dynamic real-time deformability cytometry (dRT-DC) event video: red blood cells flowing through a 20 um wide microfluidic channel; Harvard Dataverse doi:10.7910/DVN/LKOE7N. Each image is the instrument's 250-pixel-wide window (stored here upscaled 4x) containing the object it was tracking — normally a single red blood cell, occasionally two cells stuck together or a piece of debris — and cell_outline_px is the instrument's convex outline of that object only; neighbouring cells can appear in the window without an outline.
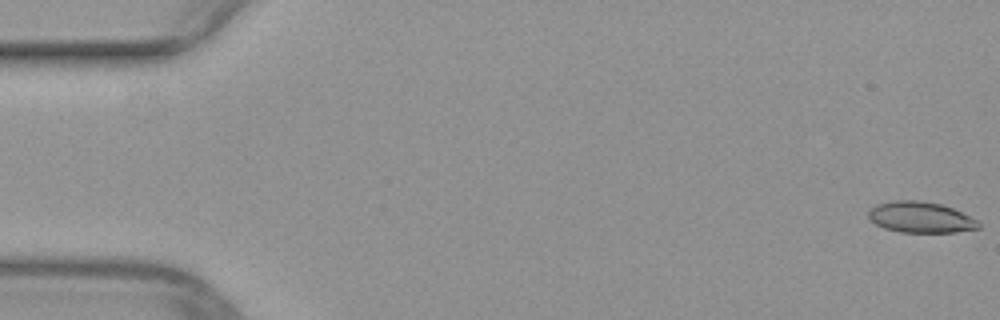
{"species": "common noctule bat (a hibernating species)", "species_latin": "Nyctalus noctula", "temperature_condition": "warm", "stored_images_in_passage": 51, "camera_frame_rate_fps": 3000, "um_per_image_px": 0.085, "animal": {"sex": "female", "body_mass_g": 29.2, "forearm_length_mm": 56.3}, "frame": {"image": 1, "passage_image": 1, "time_ms": 0.0, "image_size_px": [1000, 320], "cell_outline_px": [[980, 228], [956, 232], [900, 232], [884, 228], [876, 224], [868, 216], [868, 212], [876, 204], [892, 200], [920, 200], [940, 204], [952, 208], [980, 220]], "centroid_in_image_um": [78.28, 18.46], "position_along_channel_um": 6.7, "area_um2": 19.94}}
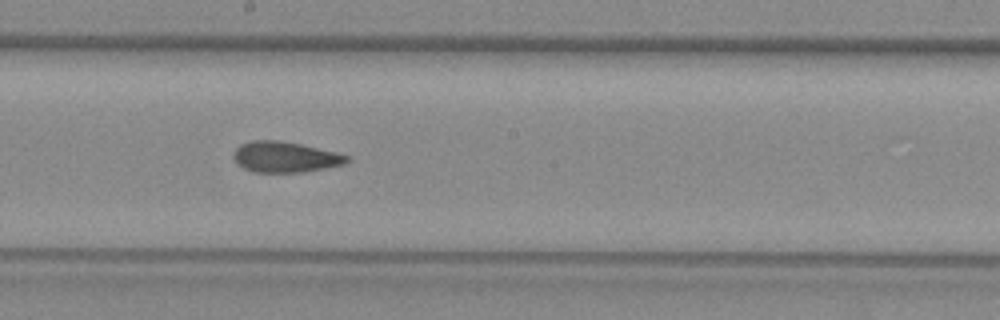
{"frame": {"image": 2, "passage_image": 28, "time_ms": 9.0, "image_size_px": [1000, 320], "cell_outline_px": [[348, 160], [344, 164], [324, 168], [300, 172], [252, 172], [244, 168], [232, 156], [232, 152], [240, 144], [252, 140], [276, 140], [300, 144], [336, 152], [348, 156]], "centroid_in_image_um": [24.19, 13.34], "position_along_channel_um": 224.0, "area_um2": 20.06}}
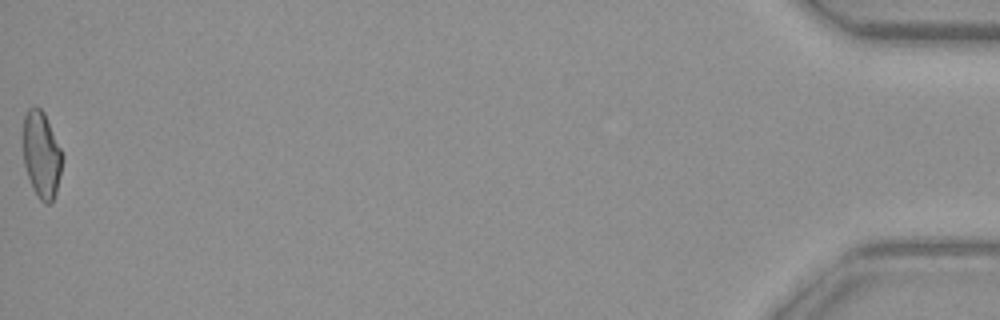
{"frame": {"image": 3, "passage_image": 51, "time_ms": 16.667, "image_size_px": [1000, 320], "cell_outline_px": [[64, 156], [60, 176], [56, 192], [52, 200], [48, 204], [44, 204], [36, 196], [32, 188], [24, 164], [24, 116], [28, 108], [40, 108], [44, 112]], "centroid_in_image_um": [3.54, 13.19], "position_along_channel_um": 431.7, "area_um2": 19.65}}